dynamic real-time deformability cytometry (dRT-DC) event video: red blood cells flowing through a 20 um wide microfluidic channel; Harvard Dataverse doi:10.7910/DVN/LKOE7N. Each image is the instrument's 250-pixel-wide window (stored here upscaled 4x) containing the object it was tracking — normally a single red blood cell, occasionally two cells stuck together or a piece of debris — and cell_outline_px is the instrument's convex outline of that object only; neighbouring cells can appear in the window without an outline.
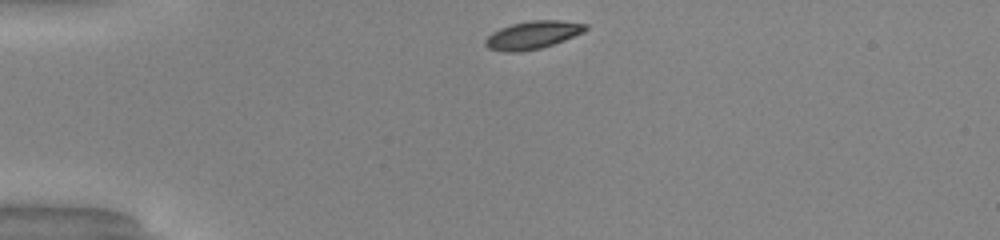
{"species": "common noctule bat (a hibernating species)", "species_latin": "Nyctalus noctula", "temperature_condition": "warm", "stored_images_in_passage": 32, "camera_frame_rate_fps": 3000, "um_per_image_px": 0.085, "animal": {"sex": "male", "body_mass_g": 20.0, "forearm_length_mm": 53.3}, "frame": {"image": 1, "passage_image": 1, "time_ms": 0.0, "image_size_px": [1000, 240], "cell_outline_px": [[588, 28], [584, 32], [564, 40], [540, 48], [520, 52], [504, 52], [488, 48], [484, 44], [484, 40], [492, 32], [500, 28], [512, 24], [528, 20], [560, 20], [588, 24]], "centroid_in_image_um": [45.27, 2.97], "position_along_channel_um": 39.7, "area_um2": 16.36}}
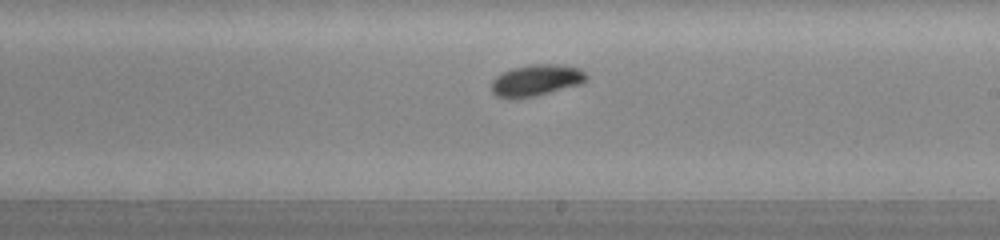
{"frame": {"image": 2, "passage_image": 19, "time_ms": 6.0, "image_size_px": [1000, 240], "cell_outline_px": [[588, 80], [580, 84], [536, 96], [508, 100], [496, 96], [492, 92], [492, 80], [496, 76], [512, 68], [532, 64], [552, 64], [580, 68], [588, 76]], "centroid_in_image_um": [45.56, 6.84], "position_along_channel_um": 243.4, "area_um2": 17.51}}
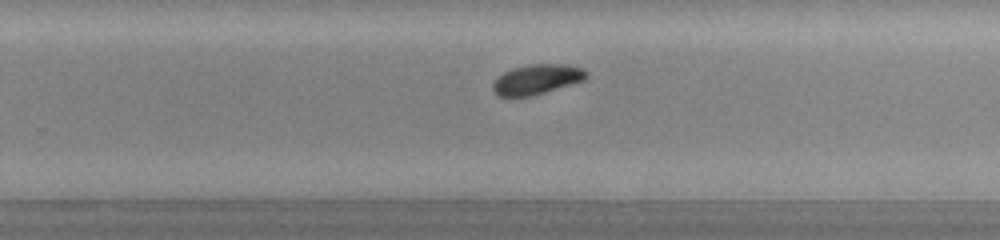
{"frame": {"image": 3, "passage_image": 22, "time_ms": 7.0, "image_size_px": [1000, 240], "cell_outline_px": [[588, 76], [584, 80], [532, 96], [496, 96], [492, 88], [492, 84], [504, 72], [512, 68], [532, 64], [564, 64], [584, 68], [588, 72]], "centroid_in_image_um": [45.65, 6.74], "position_along_channel_um": 284.2, "area_um2": 16.24}, "authors_computed_cell_mechanics": {"area_um2": 16.3863, "velocity_mm_per_s": 4.0824, "shape_relaxation_time_tau1_ms": 2.426, "shape_relaxation_time_tau2_ms": null, "deformation_change_tau1": 0.1147, "deformation_change_tau2": null}}